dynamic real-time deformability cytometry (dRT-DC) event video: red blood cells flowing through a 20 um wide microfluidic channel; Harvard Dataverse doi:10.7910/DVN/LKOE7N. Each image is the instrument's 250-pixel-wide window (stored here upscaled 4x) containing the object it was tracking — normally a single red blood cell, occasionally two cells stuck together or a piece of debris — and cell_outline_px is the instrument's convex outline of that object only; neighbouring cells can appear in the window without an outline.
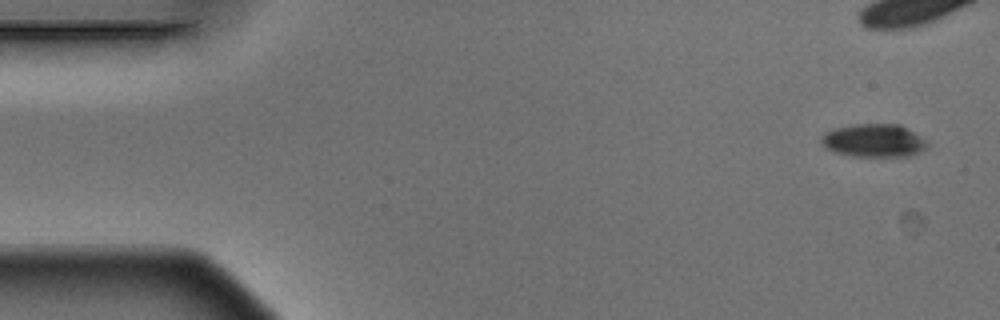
{"species": "Egyptian fruit bat (a non-hibernating species)", "species_latin": "Rousettus aegyptiacus", "temperature_condition": "warm", "stored_images_in_passage": 3, "camera_frame_rate_fps": 3000, "um_per_image_px": 0.085, "animal": {"sex": "male"}, "frame": {"image": 1, "passage_image": 1, "time_ms": 0.0, "image_size_px": [1000, 320], "cell_outline_px": [[928, 148], [912, 156], [852, 156], [836, 152], [824, 148], [820, 144], [820, 136], [824, 132], [836, 128], [856, 124], [900, 124], [928, 140]], "centroid_in_image_um": [74.28, 11.95], "position_along_channel_um": 10.7, "area_um2": 20.75}}
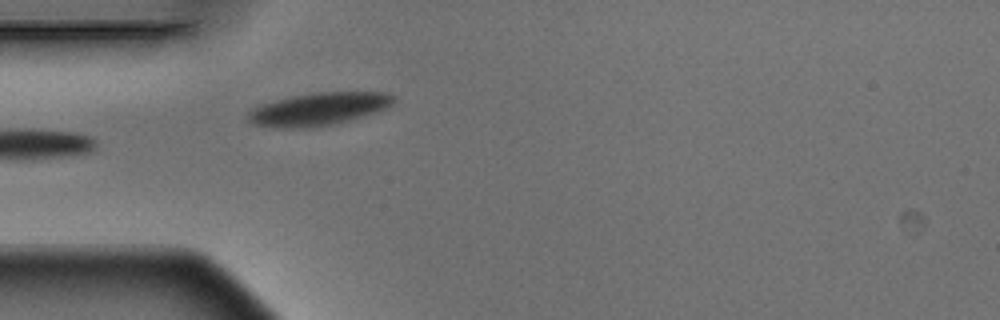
{"frame": {"image": 2, "passage_image": 3, "time_ms": 0.667, "image_size_px": [1000, 320], "cell_outline_px": [[396, 100], [388, 108], [352, 120], [336, 124], [316, 128], [276, 128], [252, 124], [248, 120], [248, 112], [252, 108], [260, 104], [292, 96], [316, 92], [388, 92], [396, 96]], "centroid_in_image_um": [27.11, 9.28], "position_along_channel_um": 57.9, "area_um2": 28.32}}